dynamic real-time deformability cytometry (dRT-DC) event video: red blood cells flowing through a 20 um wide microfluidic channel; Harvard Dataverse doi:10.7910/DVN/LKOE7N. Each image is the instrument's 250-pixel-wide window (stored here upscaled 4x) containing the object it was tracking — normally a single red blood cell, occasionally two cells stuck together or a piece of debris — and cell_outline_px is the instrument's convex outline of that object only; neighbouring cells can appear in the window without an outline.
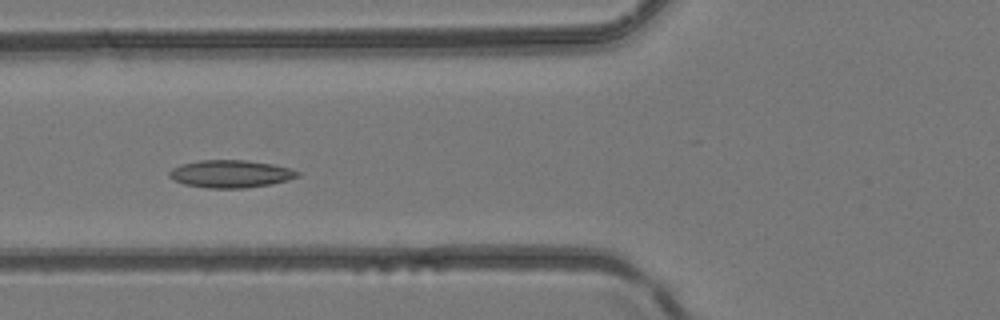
{"species": "common noctule bat (a hibernating species)", "species_latin": "Nyctalus noctula", "temperature_condition": "room temperature", "stored_images_in_passage": 3, "camera_frame_rate_fps": 3000, "um_per_image_px": 0.085, "animal": {"sex": "female", "body_mass_g": 24.6, "forearm_length_mm": 56.2}, "frame": {"image": 1, "passage_image": 3, "time_ms": 0.667, "image_size_px": [1000, 320], "cell_outline_px": [[300, 176], [288, 180], [268, 184], [244, 188], [208, 188], [184, 184], [172, 180], [168, 176], [168, 172], [172, 168], [180, 164], [200, 160], [244, 160], [272, 164], [288, 168], [300, 172]], "centroid_in_image_um": [19.55, 14.77], "position_along_channel_um": 106.2, "area_um2": 20.58}}